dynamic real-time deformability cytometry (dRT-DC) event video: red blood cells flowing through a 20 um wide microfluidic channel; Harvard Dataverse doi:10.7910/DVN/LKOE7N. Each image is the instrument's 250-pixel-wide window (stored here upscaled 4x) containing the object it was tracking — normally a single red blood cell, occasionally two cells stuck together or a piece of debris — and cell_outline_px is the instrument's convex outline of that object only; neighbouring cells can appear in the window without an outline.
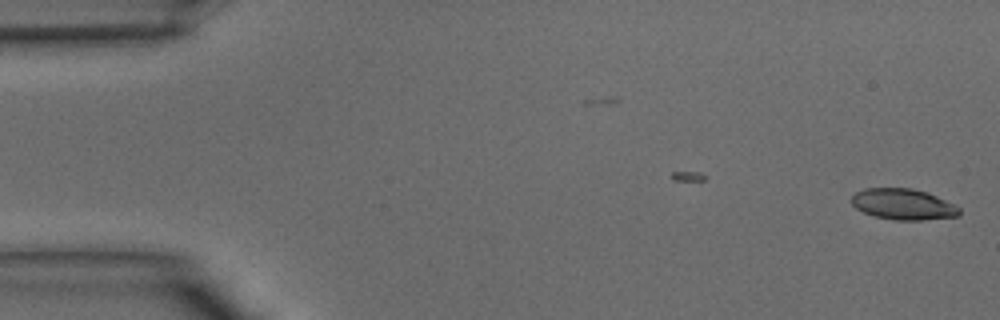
{"species": "common noctule bat (a hibernating species)", "species_latin": "Nyctalus noctula", "temperature_condition": "warm", "stored_images_in_passage": 5, "camera_frame_rate_fps": 3000, "um_per_image_px": 0.085, "animal": {"sex": "male", "body_mass_g": 15.6}, "frame": {"image": 1, "passage_image": 5, "time_ms": 1.333, "image_size_px": [1000, 320], "cell_outline_px": [[960, 216], [920, 220], [896, 220], [876, 216], [864, 212], [856, 208], [852, 204], [852, 196], [856, 192], [864, 188], [912, 188], [928, 192], [960, 208]], "centroid_in_image_um": [76.77, 17.35], "position_along_channel_um": 8.2, "area_um2": 19.31}}